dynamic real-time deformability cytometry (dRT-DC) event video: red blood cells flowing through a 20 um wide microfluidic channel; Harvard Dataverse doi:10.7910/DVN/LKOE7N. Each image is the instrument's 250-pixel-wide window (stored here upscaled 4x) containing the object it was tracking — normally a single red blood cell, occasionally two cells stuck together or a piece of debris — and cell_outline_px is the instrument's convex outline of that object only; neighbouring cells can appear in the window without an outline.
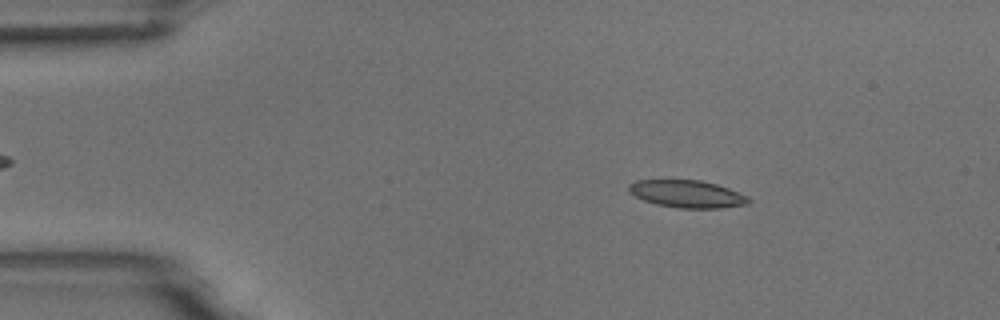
{"species": "common noctule bat (a hibernating species)", "species_latin": "Nyctalus noctula", "temperature_condition": "room temperature", "stored_images_in_passage": 4, "camera_frame_rate_fps": 3000, "um_per_image_px": 0.085, "animal": {"sex": "male", "body_mass_g": 18.8}, "frame": {"image": 1, "passage_image": 2, "time_ms": 1.0, "image_size_px": [1000, 320], "cell_outline_px": [[752, 200], [748, 204], [720, 208], [680, 208], [656, 204], [644, 200], [628, 192], [628, 184], [636, 180], [700, 180], [716, 184], [728, 188], [748, 196]], "centroid_in_image_um": [58.41, 16.48], "position_along_channel_um": 26.6, "area_um2": 19.13}}